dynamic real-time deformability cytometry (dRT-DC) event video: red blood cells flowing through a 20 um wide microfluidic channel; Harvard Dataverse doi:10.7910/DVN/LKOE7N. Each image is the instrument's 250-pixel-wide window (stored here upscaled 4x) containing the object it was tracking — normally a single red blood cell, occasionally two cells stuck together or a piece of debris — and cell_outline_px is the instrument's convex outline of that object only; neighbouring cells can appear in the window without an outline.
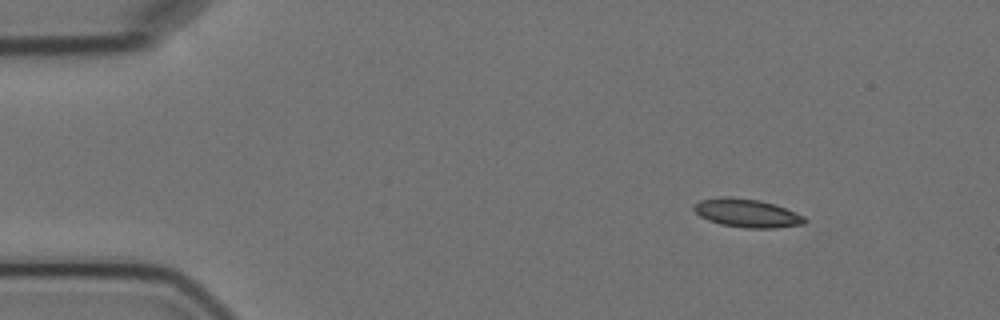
{"species": "Egyptian fruit bat (a non-hibernating species)", "species_latin": "Rousettus aegyptiacus", "temperature_condition": "cold", "stored_images_in_passage": 1, "camera_frame_rate_fps": 3000, "um_per_image_px": 0.085, "animal": {"sex": "female"}, "frame": {"image": 1, "passage_image": 1, "time_ms": 0.0, "image_size_px": [1000, 320], "cell_outline_px": [[808, 220], [804, 224], [772, 228], [744, 228], [720, 224], [708, 220], [700, 216], [692, 208], [700, 200], [724, 196], [732, 196], [760, 200], [784, 208], [804, 216]], "centroid_in_image_um": [63.47, 18.11], "position_along_channel_um": 21.5, "area_um2": 18.26}}